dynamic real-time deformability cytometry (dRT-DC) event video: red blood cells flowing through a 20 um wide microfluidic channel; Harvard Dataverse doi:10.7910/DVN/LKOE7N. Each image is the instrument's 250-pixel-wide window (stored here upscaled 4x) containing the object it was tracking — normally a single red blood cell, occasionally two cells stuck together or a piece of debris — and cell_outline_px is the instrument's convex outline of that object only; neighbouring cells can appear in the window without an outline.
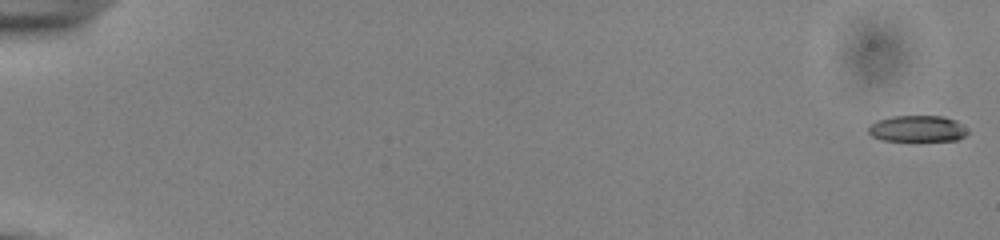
{"species": "common noctule bat (a hibernating species)", "species_latin": "Nyctalus noctula", "temperature_condition": "cold", "stored_images_in_passage": 54, "camera_frame_rate_fps": 3000, "um_per_image_px": 0.085, "animal": {"sex": "male", "body_mass_g": 13.0, "forearm_length_mm": 53.1}, "frame": {"image": 1, "passage_image": 1, "time_ms": 0.0, "image_size_px": [1000, 240], "cell_outline_px": [[968, 132], [964, 136], [956, 140], [884, 140], [872, 136], [868, 132], [868, 128], [876, 120], [892, 116], [944, 116], [956, 120]], "centroid_in_image_um": [77.96, 10.92], "position_along_channel_um": 7.0, "area_um2": 14.97}}
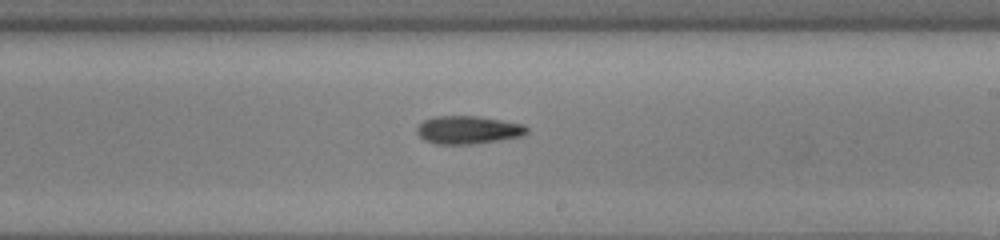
{"frame": {"image": 2, "passage_image": 34, "time_ms": 11.0, "image_size_px": [1000, 240], "cell_outline_px": [[528, 132], [524, 136], [472, 144], [436, 144], [424, 140], [416, 132], [416, 128], [424, 120], [436, 116], [476, 116], [524, 124], [528, 128]], "centroid_in_image_um": [39.79, 11.04], "position_along_channel_um": 249.2, "area_um2": 17.92}}
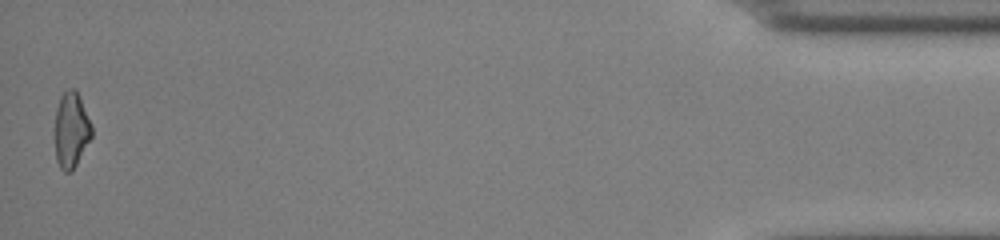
{"frame": {"image": 3, "passage_image": 54, "time_ms": 17.667, "image_size_px": [1000, 240], "cell_outline_px": [[92, 136], [72, 172], [64, 172], [60, 168], [56, 160], [56, 108], [60, 96], [68, 88], [76, 88], [92, 124]], "centroid_in_image_um": [6.07, 11.03], "position_along_channel_um": 429.1, "area_um2": 16.24}, "authors_computed_cell_mechanics": {"area_um2": 17.1088, "velocity_mm_per_s": 3.9382, "shape_relaxation_time_tau1_ms": 3.6745, "shape_relaxation_time_tau2_ms": null, "deformation_change_tau1": 0.1235, "deformation_change_tau2": null}}